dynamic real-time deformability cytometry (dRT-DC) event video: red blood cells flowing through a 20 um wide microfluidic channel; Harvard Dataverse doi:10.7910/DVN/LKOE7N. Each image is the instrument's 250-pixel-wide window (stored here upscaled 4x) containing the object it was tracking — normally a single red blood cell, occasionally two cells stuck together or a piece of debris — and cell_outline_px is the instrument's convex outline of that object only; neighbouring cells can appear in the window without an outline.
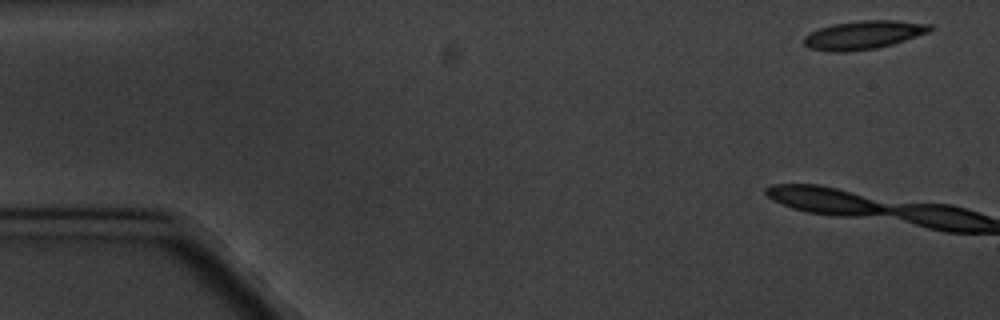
{"species": "common noctule bat (a hibernating species)", "species_latin": "Nyctalus noctula", "temperature_condition": "cold", "stored_images_in_passage": 3, "camera_frame_rate_fps": 3000, "um_per_image_px": 0.085, "animal": {"sex": "male", "body_mass_g": 20.1, "forearm_length_mm": 53.5}, "frame": {"image": 1, "passage_image": 1, "time_ms": 0.0, "image_size_px": [1000, 320], "cell_outline_px": [[936, 28], [928, 32], [892, 44], [876, 48], [844, 52], [832, 52], [808, 48], [804, 44], [804, 36], [820, 28], [832, 24], [860, 20], [896, 20], [932, 24]], "centroid_in_image_um": [73.41, 2.96], "position_along_channel_um": 11.6, "area_um2": 20.92}}